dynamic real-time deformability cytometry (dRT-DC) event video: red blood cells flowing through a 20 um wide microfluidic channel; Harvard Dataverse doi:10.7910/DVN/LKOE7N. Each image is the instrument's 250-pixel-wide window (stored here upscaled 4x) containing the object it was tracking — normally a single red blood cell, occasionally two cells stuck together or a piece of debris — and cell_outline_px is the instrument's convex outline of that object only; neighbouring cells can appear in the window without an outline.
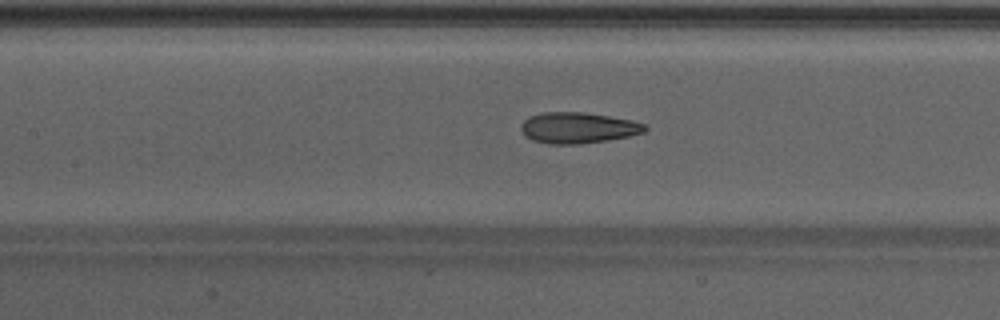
{"species": "Egyptian fruit bat (a non-hibernating species)", "species_latin": "Rousettus aegyptiacus", "temperature_condition": "warm", "stored_images_in_passage": 44, "camera_frame_rate_fps": 3000, "um_per_image_px": 0.085, "animal": {"sex": "male"}, "frame": {"image": 1, "passage_image": 18, "time_ms": 5.667, "image_size_px": [1000, 320], "cell_outline_px": [[648, 128], [644, 132], [628, 136], [608, 140], [576, 144], [548, 144], [532, 140], [524, 136], [520, 128], [520, 124], [528, 116], [540, 112], [584, 112], [632, 120], [644, 124]], "centroid_in_image_um": [49.07, 10.86], "position_along_channel_um": 158.3, "area_um2": 22.48}}
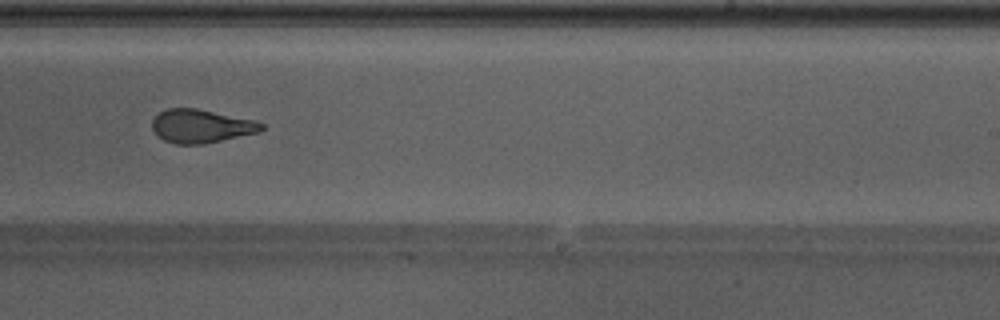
{"frame": {"image": 2, "passage_image": 26, "time_ms": 8.333, "image_size_px": [1000, 320], "cell_outline_px": [[264, 128], [260, 132], [204, 144], [176, 144], [164, 140], [152, 128], [152, 120], [160, 112], [168, 108], [196, 108], [252, 120], [264, 124]], "centroid_in_image_um": [17.1, 10.72], "position_along_channel_um": 271.9, "area_um2": 21.04}}
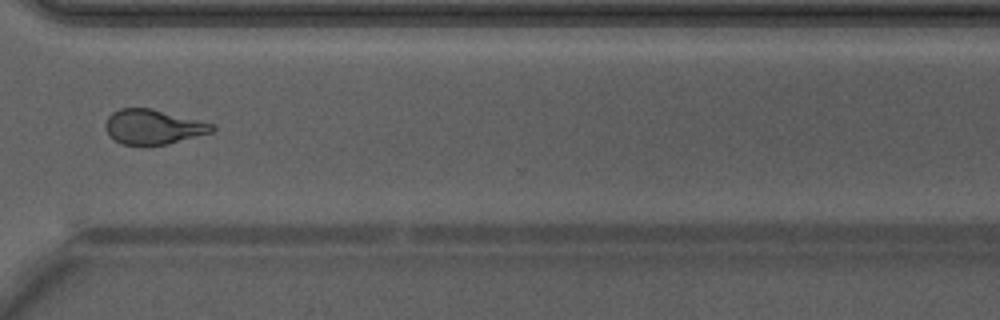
{"frame": {"image": 3, "passage_image": 32, "time_ms": 10.333, "image_size_px": [1000, 320], "cell_outline_px": [[216, 128], [212, 132], [168, 144], [120, 144], [108, 136], [104, 128], [104, 124], [108, 116], [112, 112], [120, 108], [152, 108], [212, 124]], "centroid_in_image_um": [12.95, 10.78], "position_along_channel_um": 357.6, "area_um2": 21.5}, "authors_computed_cell_mechanics": {"area_um2": 22.4842, "velocity_mm_per_s": 4.2703, "shape_relaxation_time_tau1_ms": 3.666, "shape_relaxation_time_tau2_ms": 1.1795, "deformation_change_tau1": 0.1499, "deformation_change_tau2": 0.0897}}